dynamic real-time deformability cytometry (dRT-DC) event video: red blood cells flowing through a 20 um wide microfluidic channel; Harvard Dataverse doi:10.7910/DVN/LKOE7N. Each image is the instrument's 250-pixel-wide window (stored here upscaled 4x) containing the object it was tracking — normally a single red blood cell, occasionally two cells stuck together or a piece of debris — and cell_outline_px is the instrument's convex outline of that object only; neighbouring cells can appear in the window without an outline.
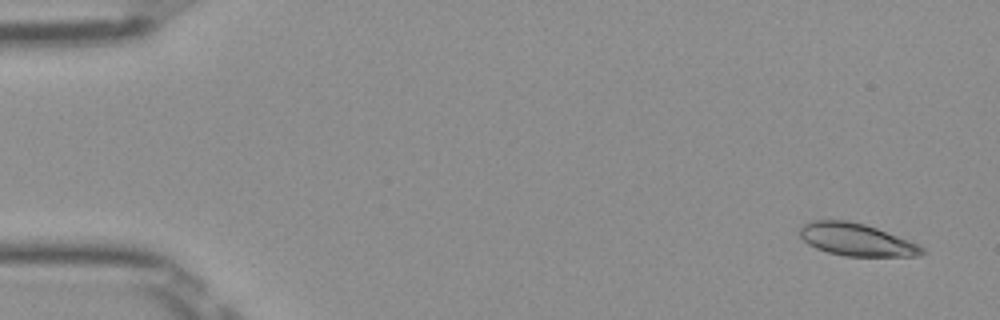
{"species": "Egyptian fruit bat (a non-hibernating species)", "species_latin": "Rousettus aegyptiacus", "temperature_condition": "room temperature", "stored_images_in_passage": 51, "camera_frame_rate_fps": 3000, "um_per_image_px": 0.085, "frame": {"image": 1, "passage_image": 3, "time_ms": 0.667, "image_size_px": [1000, 320], "cell_outline_px": [[928, 252], [920, 256], [844, 256], [828, 252], [816, 248], [808, 244], [800, 236], [800, 228], [804, 224], [812, 220], [848, 220], [864, 224], [876, 228], [908, 240], [924, 248]], "centroid_in_image_um": [72.8, 20.37], "position_along_channel_um": 12.2, "area_um2": 23.0}}
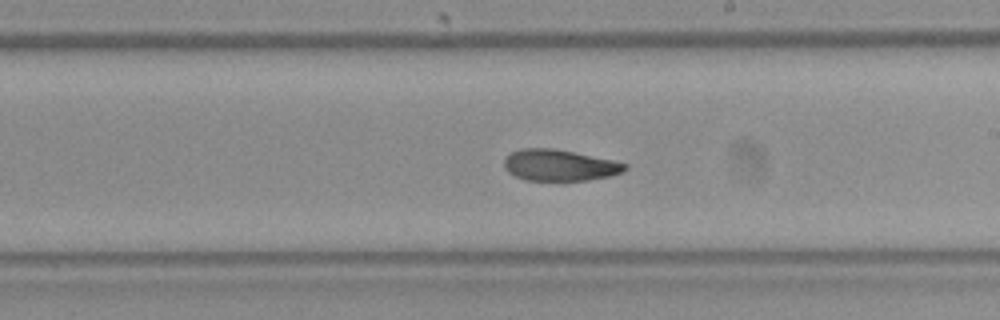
{"frame": {"image": 2, "passage_image": 30, "time_ms": 9.667, "image_size_px": [1000, 320], "cell_outline_px": [[628, 168], [624, 172], [608, 176], [588, 180], [524, 180], [508, 172], [504, 168], [504, 160], [512, 152], [520, 148], [552, 148], [612, 160], [628, 164]], "centroid_in_image_um": [47.55, 14.05], "position_along_channel_um": 241.4, "area_um2": 21.85}}
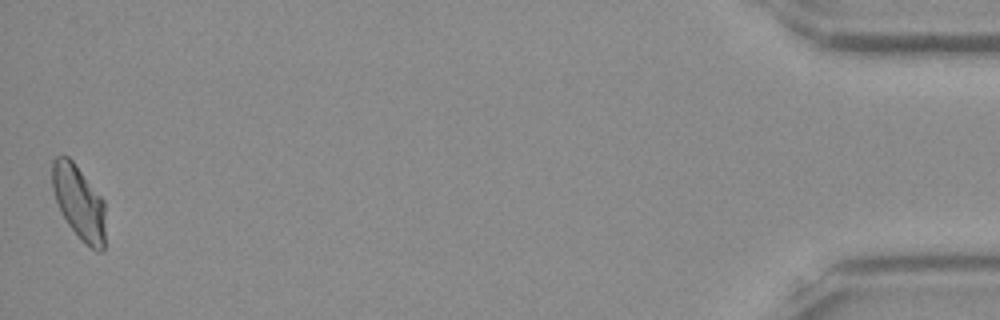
{"frame": {"image": 3, "passage_image": 51, "time_ms": 16.667, "image_size_px": [1000, 320], "cell_outline_px": [[104, 248], [100, 252], [96, 252], [80, 240], [68, 224], [60, 212], [52, 188], [52, 160], [56, 156], [68, 156], [72, 160], [104, 200]], "centroid_in_image_um": [6.7, 17.21], "position_along_channel_um": 428.5, "area_um2": 22.95}, "authors_computed_cell_mechanics": {"area_um2": 22.9466, "velocity_mm_per_s": 3.9865, "shape_relaxation_time_tau1_ms": 6.5017, "shape_relaxation_time_tau2_ms": 2.2984, "deformation_change_tau1": 0.1759, "deformation_change_tau2": 0.0734}}